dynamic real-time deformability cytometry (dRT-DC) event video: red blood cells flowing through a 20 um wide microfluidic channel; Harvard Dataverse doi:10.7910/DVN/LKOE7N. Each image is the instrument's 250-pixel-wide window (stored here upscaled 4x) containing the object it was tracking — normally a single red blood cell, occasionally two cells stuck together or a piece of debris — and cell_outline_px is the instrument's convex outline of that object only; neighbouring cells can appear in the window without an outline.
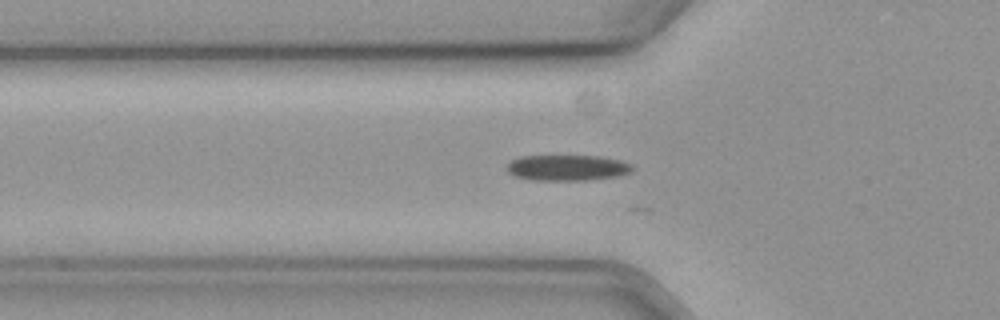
{"species": "common noctule bat (a hibernating species)", "species_latin": "Nyctalus noctula", "temperature_condition": "cold", "stored_images_in_passage": 27, "camera_frame_rate_fps": 3000, "um_per_image_px": 0.085, "animal": {"sex": "female", "body_mass_g": 19.3, "forearm_length_mm": 54.1}, "frame": {"image": 1, "passage_image": 19, "time_ms": 6.0, "image_size_px": [1000, 320], "cell_outline_px": [[636, 168], [632, 172], [616, 176], [584, 180], [532, 180], [516, 176], [508, 172], [508, 164], [512, 160], [524, 156], [600, 156], [620, 160], [632, 164]], "centroid_in_image_um": [48.28, 14.25], "position_along_channel_um": 77.5, "area_um2": 18.73}}